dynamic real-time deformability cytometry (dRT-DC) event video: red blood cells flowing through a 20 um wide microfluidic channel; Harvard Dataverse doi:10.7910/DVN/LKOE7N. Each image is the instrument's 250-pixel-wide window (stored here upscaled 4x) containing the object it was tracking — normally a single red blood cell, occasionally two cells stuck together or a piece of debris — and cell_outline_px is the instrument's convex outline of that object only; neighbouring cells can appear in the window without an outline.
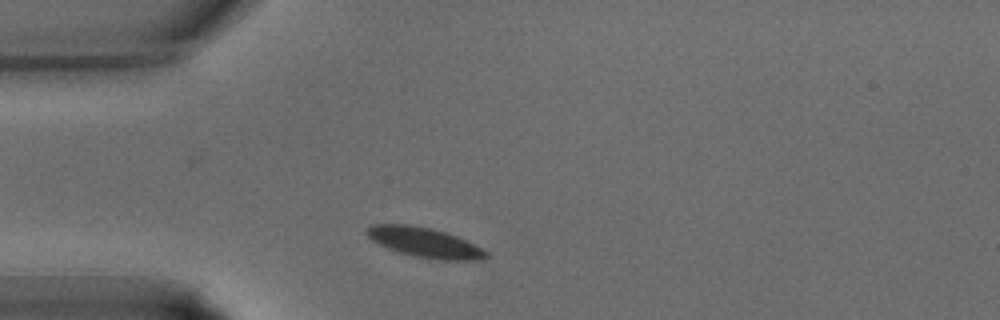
{"species": "common noctule bat (a hibernating species)", "species_latin": "Nyctalus noctula", "temperature_condition": "warm", "stored_images_in_passage": 28, "camera_frame_rate_fps": 3000, "um_per_image_px": 0.085, "animal": {"sex": "male", "body_mass_g": 15.6}, "frame": {"image": 1, "passage_image": 2, "time_ms": 0.333, "image_size_px": [1000, 320], "cell_outline_px": [[488, 256], [476, 260], [440, 260], [416, 256], [400, 252], [388, 248], [372, 240], [364, 232], [364, 228], [372, 224], [412, 224], [432, 228], [456, 236], [488, 252]], "centroid_in_image_um": [36.03, 20.59], "position_along_channel_um": 49.0, "area_um2": 20.52}}
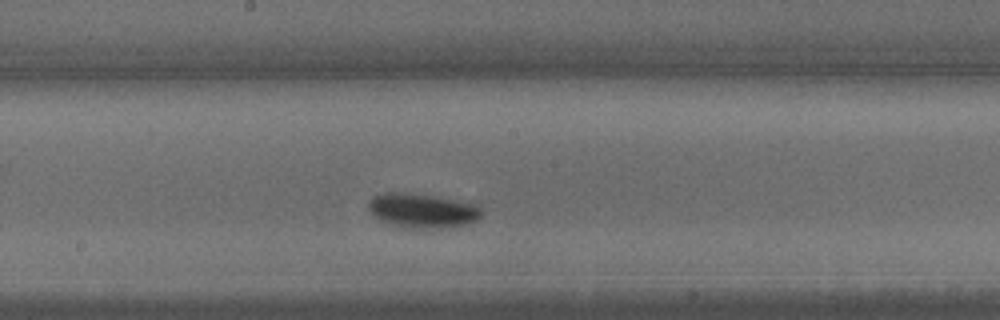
{"frame": {"image": 2, "passage_image": 12, "time_ms": 3.667, "image_size_px": [1000, 320], "cell_outline_px": [[484, 212], [476, 220], [468, 224], [440, 228], [408, 228], [380, 220], [372, 216], [368, 212], [368, 200], [372, 196], [388, 192], [396, 192], [432, 196], [480, 204]], "centroid_in_image_um": [35.9, 17.9], "position_along_channel_um": 212.3, "area_um2": 22.77}}
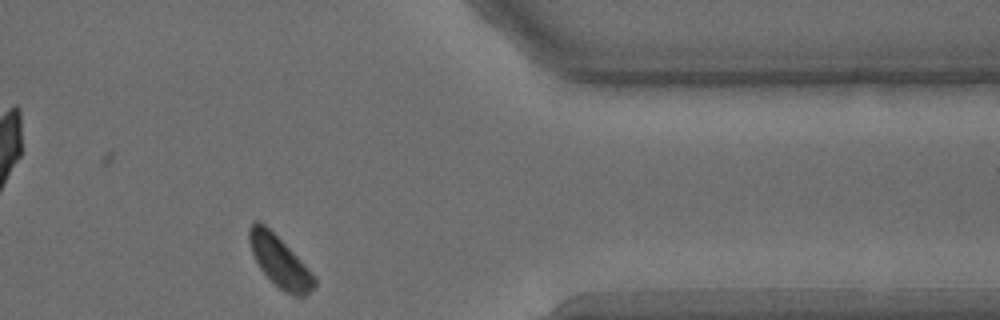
{"frame": {"image": 3, "passage_image": 23, "time_ms": 7.333, "image_size_px": [1000, 320], "cell_outline_px": [[316, 284], [304, 296], [292, 296], [284, 292], [260, 268], [252, 252], [248, 240], [248, 228], [256, 220], [260, 220], [308, 268], [316, 280]], "centroid_in_image_um": [23.75, 22.22], "position_along_channel_um": 387.7, "area_um2": 18.73}}